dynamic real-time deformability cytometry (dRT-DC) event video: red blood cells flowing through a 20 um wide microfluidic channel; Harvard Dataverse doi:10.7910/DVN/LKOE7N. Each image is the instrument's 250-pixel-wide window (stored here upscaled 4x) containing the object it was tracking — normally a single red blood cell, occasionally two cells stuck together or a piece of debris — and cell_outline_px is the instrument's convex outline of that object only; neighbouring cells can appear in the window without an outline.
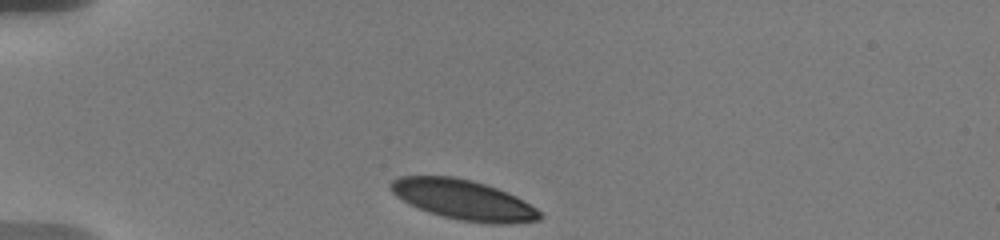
{"species": "human", "species_latin": "Homo sapiens", "temperature_condition": "warm", "stored_images_in_passage": 43, "camera_frame_rate_fps": 3000, "um_per_image_px": 0.085, "donor": {"sex": "male"}, "frame": {"image": 1, "passage_image": 1, "time_ms": 0.0, "image_size_px": [1000, 240], "cell_outline_px": [[544, 216], [540, 220], [508, 224], [488, 224], [460, 220], [428, 212], [396, 196], [388, 188], [388, 184], [392, 180], [400, 176], [452, 176], [472, 180], [508, 192], [524, 200], [536, 208]], "centroid_in_image_um": [39.42, 16.98], "position_along_channel_um": 45.6, "area_um2": 34.74}}
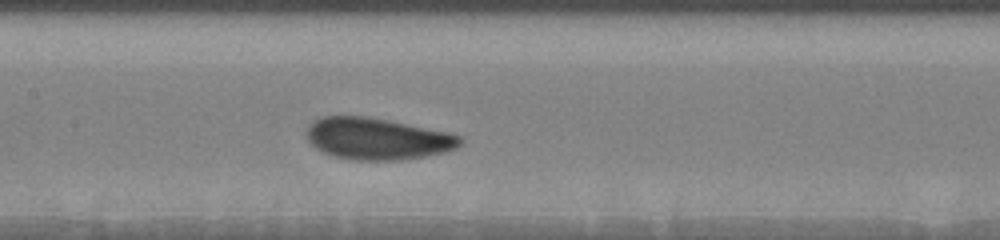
{"frame": {"image": 2, "passage_image": 19, "time_ms": 4.667, "image_size_px": [1000, 240], "cell_outline_px": [[464, 140], [456, 148], [444, 152], [424, 156], [400, 160], [348, 160], [320, 152], [308, 140], [308, 124], [312, 120], [320, 116], [368, 116], [448, 132], [460, 136]], "centroid_in_image_um": [32.04, 11.79], "position_along_channel_um": 175.4, "area_um2": 37.45}}
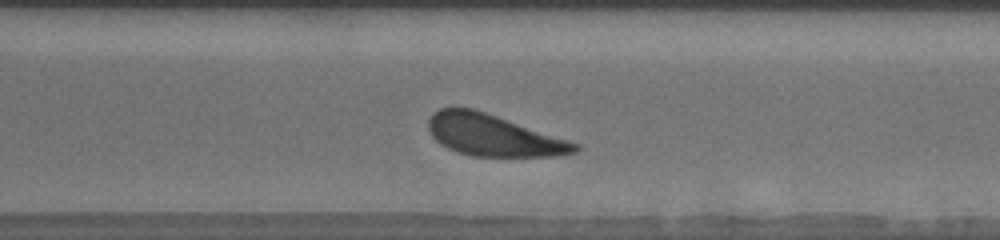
{"frame": {"image": 3, "passage_image": 32, "time_ms": 9.0, "image_size_px": [1000, 240], "cell_outline_px": [[580, 148], [576, 152], [560, 156], [472, 156], [448, 148], [440, 144], [432, 136], [428, 128], [428, 120], [432, 112], [440, 108], [472, 108], [580, 144]], "centroid_in_image_um": [41.91, 11.51], "position_along_channel_um": 328.7, "area_um2": 35.03}, "authors_computed_cell_mechanics": {"area_um2": 36.703, "velocity_mm_per_s": 3.5487, "shape_relaxation_time_tau1_ms": 2.3533, "shape_relaxation_time_tau2_ms": null, "deformation_change_tau1": 0.1127, "deformation_change_tau2": null}}